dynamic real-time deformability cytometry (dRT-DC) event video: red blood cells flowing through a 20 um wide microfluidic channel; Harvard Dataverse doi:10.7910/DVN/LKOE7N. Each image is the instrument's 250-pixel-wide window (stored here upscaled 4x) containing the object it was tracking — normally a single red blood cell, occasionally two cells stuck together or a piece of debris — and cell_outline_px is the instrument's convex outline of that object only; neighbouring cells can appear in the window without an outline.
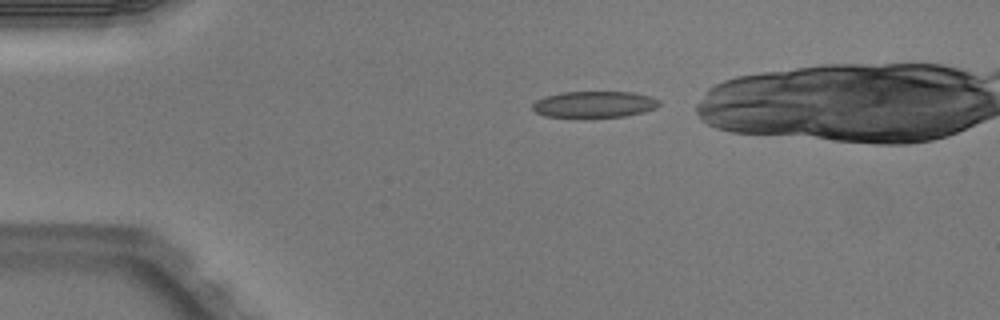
{"species": "Egyptian fruit bat (a non-hibernating species)", "species_latin": "Rousettus aegyptiacus", "temperature_condition": "warm", "stored_images_in_passage": 3, "camera_frame_rate_fps": 3000, "um_per_image_px": 0.085, "animal": {"sex": "male"}, "frame": {"image": 1, "passage_image": 1, "time_ms": 0.0, "image_size_px": [1000, 320], "cell_outline_px": [[660, 104], [656, 108], [644, 112], [624, 116], [584, 120], [544, 116], [536, 112], [532, 108], [532, 104], [536, 100], [544, 96], [560, 92], [632, 92], [652, 96], [660, 100]], "centroid_in_image_um": [50.49, 8.91], "position_along_channel_um": 34.5, "area_um2": 20.46}}